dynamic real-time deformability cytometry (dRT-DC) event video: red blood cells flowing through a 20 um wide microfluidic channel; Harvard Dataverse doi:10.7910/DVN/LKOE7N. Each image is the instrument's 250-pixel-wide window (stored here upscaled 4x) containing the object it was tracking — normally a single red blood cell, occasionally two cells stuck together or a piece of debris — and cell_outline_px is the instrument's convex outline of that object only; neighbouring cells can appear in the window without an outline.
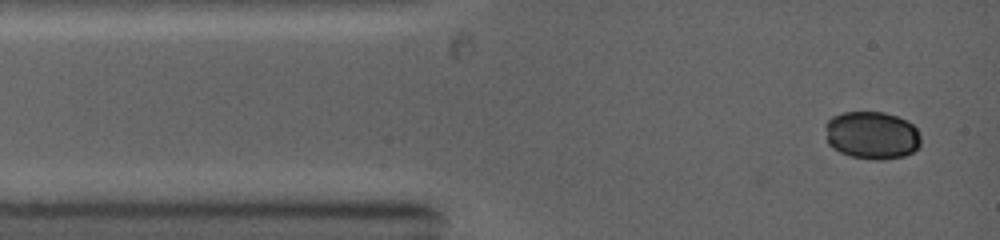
{"species": "common noctule bat (a hibernating species)", "species_latin": "Nyctalus noctula", "temperature_condition": "warm", "stored_images_in_passage": 2, "camera_frame_rate_fps": 5000, "um_per_image_px": 0.085, "animal": {"sex": "female", "body_mass_g": 19.0, "forearm_length_mm": 53.3}, "frame": {"image": 1, "passage_image": 1, "time_ms": 0.0, "image_size_px": [1000, 240], "cell_outline_px": [[920, 144], [912, 152], [904, 156], [884, 160], [872, 160], [852, 156], [840, 152], [832, 148], [828, 144], [824, 124], [832, 116], [844, 112], [884, 112], [896, 116], [912, 124], [916, 128], [920, 136]], "centroid_in_image_um": [74.08, 11.5], "position_along_channel_um": 10.9, "area_um2": 26.7}}